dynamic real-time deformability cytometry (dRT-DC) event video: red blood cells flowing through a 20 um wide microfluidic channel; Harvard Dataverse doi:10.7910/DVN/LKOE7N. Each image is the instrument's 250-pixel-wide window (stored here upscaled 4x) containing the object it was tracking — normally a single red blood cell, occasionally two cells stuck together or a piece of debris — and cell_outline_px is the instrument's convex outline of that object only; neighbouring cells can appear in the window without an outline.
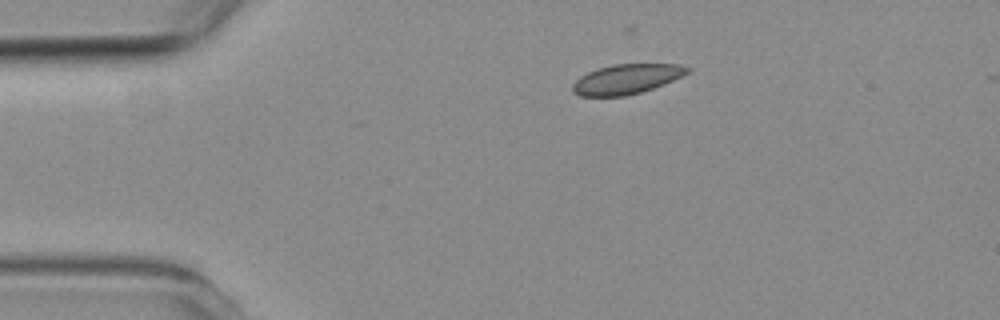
{"species": "common noctule bat (a hibernating species)", "species_latin": "Nyctalus noctula", "temperature_condition": "room temperature", "stored_images_in_passage": 2, "camera_frame_rate_fps": 3000, "um_per_image_px": 0.085, "animal": {"sex": "female", "body_mass_g": 19.3, "forearm_length_mm": 54.1}, "frame": {"image": 1, "passage_image": 2, "time_ms": 1.0, "image_size_px": [1000, 320], "cell_outline_px": [[692, 68], [688, 72], [664, 84], [640, 92], [624, 96], [580, 96], [572, 92], [572, 84], [580, 76], [596, 68], [612, 64], [680, 64]], "centroid_in_image_um": [53.21, 6.71], "position_along_channel_um": 31.8, "area_um2": 19.88}}